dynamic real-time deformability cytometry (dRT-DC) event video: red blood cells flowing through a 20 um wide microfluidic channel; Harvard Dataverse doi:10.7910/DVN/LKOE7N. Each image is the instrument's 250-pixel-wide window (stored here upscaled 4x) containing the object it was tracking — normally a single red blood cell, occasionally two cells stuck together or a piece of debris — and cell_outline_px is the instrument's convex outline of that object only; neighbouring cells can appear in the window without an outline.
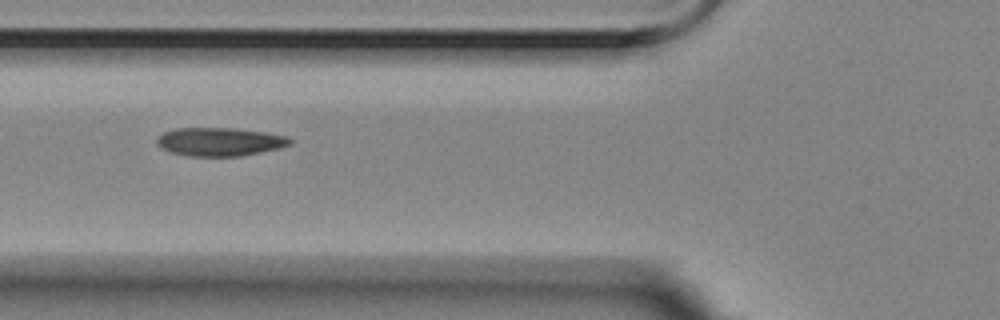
{"species": "Egyptian fruit bat (a non-hibernating species)", "species_latin": "Rousettus aegyptiacus", "temperature_condition": "room temperature", "stored_images_in_passage": 7, "camera_frame_rate_fps": 3000, "um_per_image_px": 0.085, "animal": {"sex": "female"}, "frame": {"image": 1, "passage_image": 3, "time_ms": 0.667, "image_size_px": [1000, 320], "cell_outline_px": [[292, 144], [280, 148], [240, 156], [188, 156], [172, 152], [156, 144], [156, 140], [164, 132], [176, 128], [232, 128], [264, 132], [288, 136], [292, 140]], "centroid_in_image_um": [18.71, 12.05], "position_along_channel_um": 107.1, "area_um2": 21.91}}
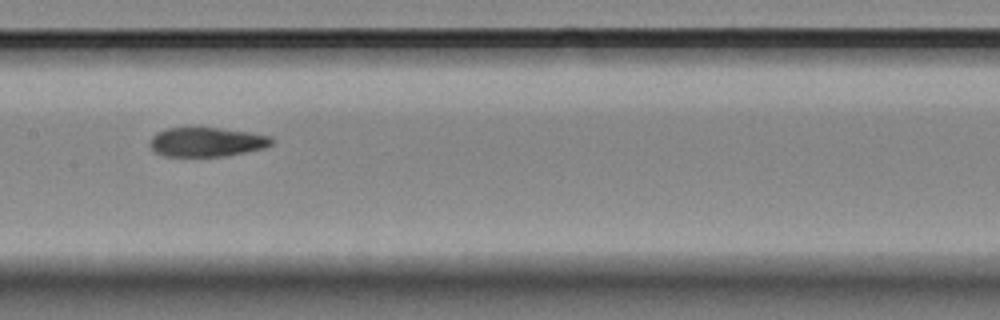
{"frame": {"image": 2, "passage_image": 5, "time_ms": 1.333, "image_size_px": [1000, 320], "cell_outline_px": [[276, 140], [272, 144], [264, 148], [224, 156], [164, 156], [156, 152], [148, 144], [152, 136], [156, 132], [168, 128], [220, 128], [248, 132], [272, 136]], "centroid_in_image_um": [17.58, 12.07], "position_along_channel_um": 189.8, "area_um2": 20.75}}
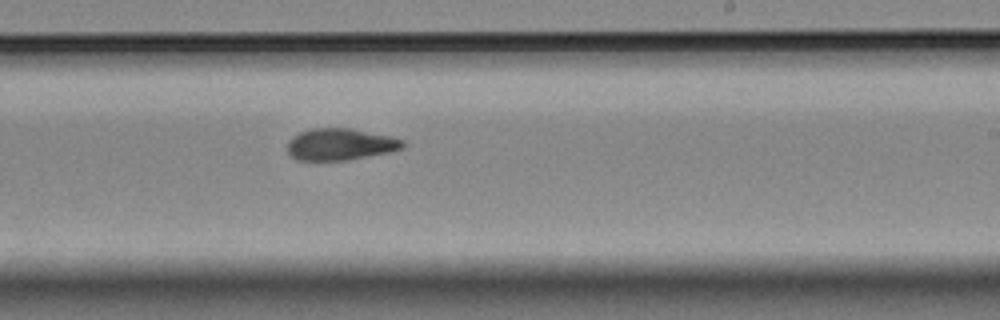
{"frame": {"image": 3, "passage_image": 7, "time_ms": 2.0, "image_size_px": [1000, 320], "cell_outline_px": [[404, 148], [388, 152], [344, 160], [296, 160], [288, 152], [288, 140], [292, 136], [300, 132], [312, 128], [352, 128], [392, 136], [404, 140]], "centroid_in_image_um": [28.92, 12.25], "position_along_channel_um": 260.1, "area_um2": 21.33}}